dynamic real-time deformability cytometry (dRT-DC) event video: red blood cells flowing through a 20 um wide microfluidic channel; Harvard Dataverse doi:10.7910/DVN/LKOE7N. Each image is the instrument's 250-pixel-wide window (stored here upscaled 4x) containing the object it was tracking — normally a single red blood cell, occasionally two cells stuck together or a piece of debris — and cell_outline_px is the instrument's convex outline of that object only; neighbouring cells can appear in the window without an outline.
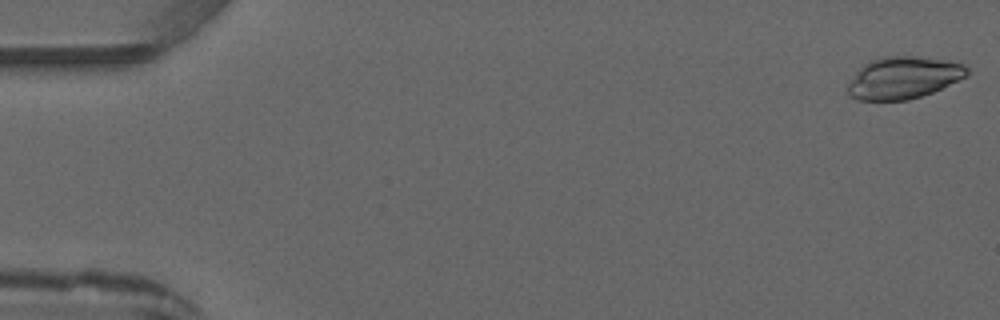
{"species": "common noctule bat (a hibernating species)", "species_latin": "Nyctalus noctula", "temperature_condition": "warm", "stored_images_in_passage": 6, "camera_frame_rate_fps": 3000, "um_per_image_px": 0.085, "animal": {"sex": "male", "forearm_length_mm": 52.5}, "frame": {"image": 1, "passage_image": 1, "time_ms": 0.0, "image_size_px": [1000, 320], "cell_outline_px": [[968, 76], [932, 92], [908, 100], [856, 100], [848, 96], [848, 84], [856, 72], [864, 64], [880, 56], [912, 56], [944, 60], [964, 64], [968, 68]], "centroid_in_image_um": [76.78, 6.61], "position_along_channel_um": 8.2, "area_um2": 29.13}}